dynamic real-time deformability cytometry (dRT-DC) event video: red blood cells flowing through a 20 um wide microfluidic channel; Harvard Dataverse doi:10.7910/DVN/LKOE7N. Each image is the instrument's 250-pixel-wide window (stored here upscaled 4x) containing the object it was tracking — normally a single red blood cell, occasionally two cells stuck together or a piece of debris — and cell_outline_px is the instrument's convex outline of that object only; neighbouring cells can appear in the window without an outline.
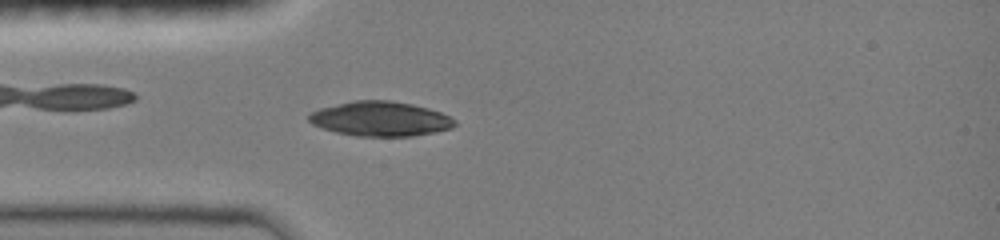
{"species": "common noctule bat (a hibernating species)", "species_latin": "Nyctalus noctula", "temperature_condition": "room temperature", "stored_images_in_passage": 55, "camera_frame_rate_fps": 3000, "um_per_image_px": 0.085, "animal": {"sex": "female", "body_mass_g": 19.0, "forearm_length_mm": 51.5}, "frame": {"image": 1, "passage_image": 18, "time_ms": 3.667, "image_size_px": [1000, 240], "cell_outline_px": [[456, 124], [452, 128], [436, 132], [412, 136], [356, 136], [336, 132], [312, 124], [308, 120], [308, 116], [312, 112], [320, 108], [352, 100], [388, 100], [412, 104], [428, 108], [440, 112], [456, 120]], "centroid_in_image_um": [32.34, 10.1], "position_along_channel_um": 52.7, "area_um2": 29.42}}
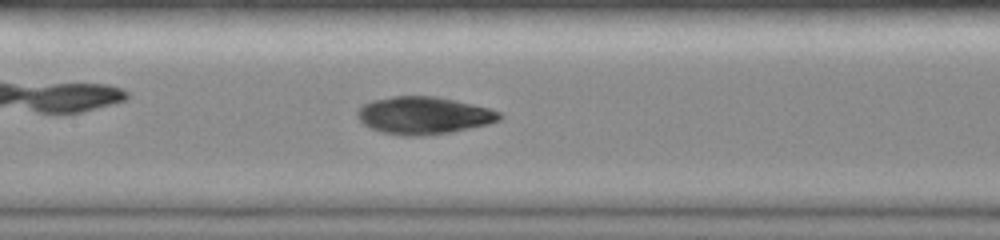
{"frame": {"image": 2, "passage_image": 31, "time_ms": 6.667, "image_size_px": [1000, 240], "cell_outline_px": [[504, 116], [500, 120], [488, 124], [448, 132], [424, 136], [404, 136], [380, 132], [364, 124], [356, 116], [356, 112], [364, 104], [372, 100], [392, 96], [436, 96], [456, 100], [488, 108], [500, 112]], "centroid_in_image_um": [36.01, 9.81], "position_along_channel_um": 171.4, "area_um2": 30.98}}
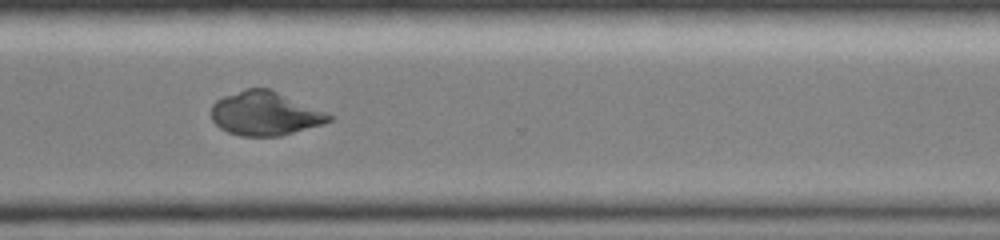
{"frame": {"image": 3, "passage_image": 46, "time_ms": 11.0, "image_size_px": [1000, 240], "cell_outline_px": [[336, 116], [332, 120], [320, 124], [280, 136], [240, 136], [228, 132], [220, 128], [212, 120], [212, 104], [216, 100], [224, 96], [244, 88], [268, 88], [328, 112]], "centroid_in_image_um": [22.53, 9.64], "position_along_channel_um": 348.1, "area_um2": 30.06}}